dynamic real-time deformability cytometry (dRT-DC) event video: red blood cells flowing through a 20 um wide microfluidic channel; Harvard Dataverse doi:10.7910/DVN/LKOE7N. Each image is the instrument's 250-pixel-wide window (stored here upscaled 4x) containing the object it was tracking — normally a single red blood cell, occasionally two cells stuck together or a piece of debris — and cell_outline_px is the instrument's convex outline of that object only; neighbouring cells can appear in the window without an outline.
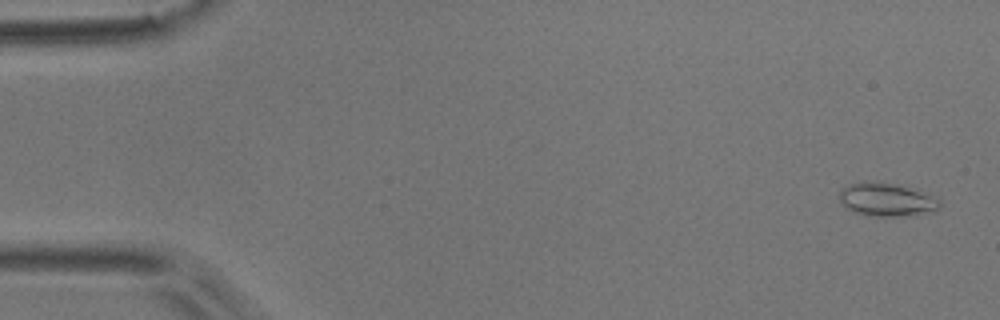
{"species": "common noctule bat (a hibernating species)", "species_latin": "Nyctalus noctula", "temperature_condition": "room temperature", "stored_images_in_passage": 8, "camera_frame_rate_fps": 3000, "um_per_image_px": 0.085, "animal": {"sex": "male", "body_mass_g": 17.9}, "frame": {"image": 1, "passage_image": 1, "time_ms": 0.0, "image_size_px": [1000, 320], "cell_outline_px": [[940, 208], [932, 212], [908, 216], [864, 216], [852, 212], [844, 208], [840, 204], [840, 188], [848, 184], [864, 180], [880, 180], [896, 184], [932, 196], [940, 200]], "centroid_in_image_um": [75.27, 16.96], "position_along_channel_um": 9.7, "area_um2": 20.06}}
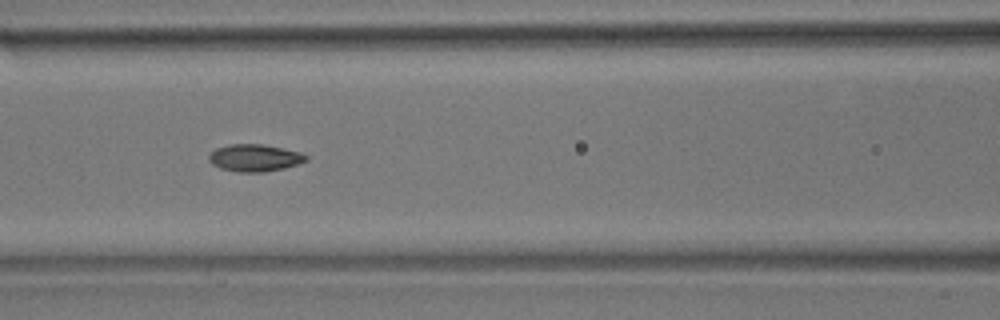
{"frame": {"image": 2, "passage_image": 7, "time_ms": 2.0, "image_size_px": [1000, 320], "cell_outline_px": [[308, 160], [284, 168], [264, 172], [236, 172], [220, 168], [212, 164], [208, 160], [208, 156], [216, 148], [228, 144], [264, 144], [300, 152], [308, 156]], "centroid_in_image_um": [21.63, 13.41], "position_along_channel_um": 145.0, "area_um2": 15.43}}
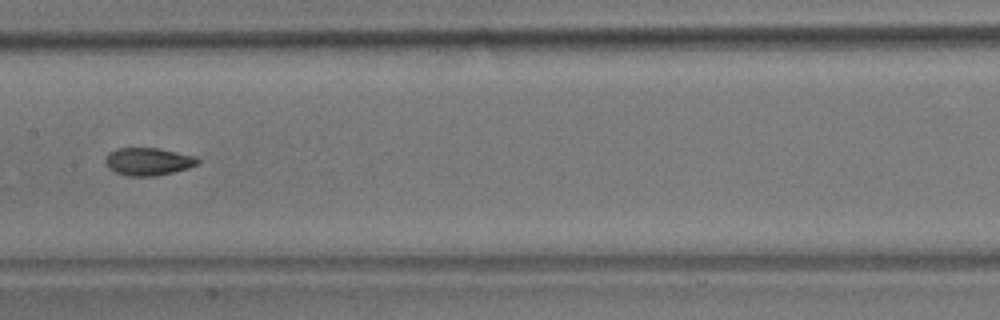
{"frame": {"image": 3, "passage_image": 8, "time_ms": 2.333, "image_size_px": [1000, 320], "cell_outline_px": [[200, 164], [188, 168], [156, 176], [128, 176], [116, 172], [108, 168], [104, 160], [108, 152], [120, 148], [160, 148], [196, 156], [200, 160]], "centroid_in_image_um": [12.62, 13.72], "position_along_channel_um": 194.8, "area_um2": 15.03}}